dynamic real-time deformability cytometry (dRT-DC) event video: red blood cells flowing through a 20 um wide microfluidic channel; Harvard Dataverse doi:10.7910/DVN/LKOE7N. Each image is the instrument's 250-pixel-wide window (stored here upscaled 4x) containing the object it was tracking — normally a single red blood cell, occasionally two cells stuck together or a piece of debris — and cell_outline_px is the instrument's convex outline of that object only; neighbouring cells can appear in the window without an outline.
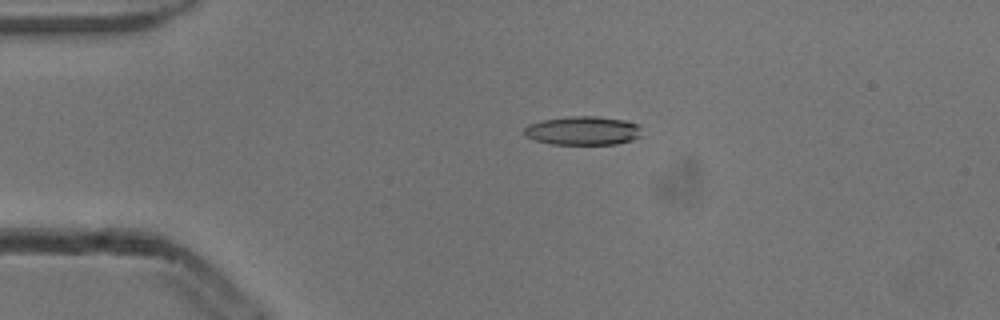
{"species": "common noctule bat (a hibernating species)", "species_latin": "Nyctalus noctula", "temperature_condition": "cold", "stored_images_in_passage": 3, "camera_frame_rate_fps": 3000, "um_per_image_px": 0.085, "animal": {"sex": "male", "body_mass_g": 13.3}, "frame": {"image": 1, "passage_image": 2, "time_ms": 0.333, "image_size_px": [1000, 320], "cell_outline_px": [[640, 136], [632, 140], [616, 144], [552, 144], [536, 140], [524, 136], [524, 128], [528, 124], [540, 120], [568, 116], [596, 116], [624, 120], [640, 124]], "centroid_in_image_um": [49.53, 11.1], "position_along_channel_um": 35.5, "area_um2": 19.83}}